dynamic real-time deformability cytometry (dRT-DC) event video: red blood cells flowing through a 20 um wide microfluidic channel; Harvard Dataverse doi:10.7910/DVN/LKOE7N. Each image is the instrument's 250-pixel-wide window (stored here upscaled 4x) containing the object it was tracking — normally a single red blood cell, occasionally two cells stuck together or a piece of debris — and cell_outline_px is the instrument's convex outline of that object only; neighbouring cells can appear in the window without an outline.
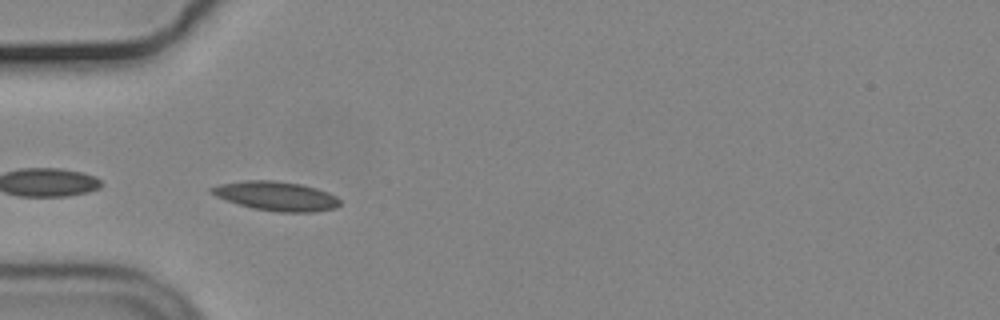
{"species": "common noctule bat (a hibernating species)", "species_latin": "Nyctalus noctula", "temperature_condition": "cold", "stored_images_in_passage": 27, "camera_frame_rate_fps": 3000, "um_per_image_px": 0.085, "animal": {"sex": "male", "body_mass_g": 19.2, "forearm_length_mm": 51.8}, "frame": {"image": 1, "passage_image": 18, "time_ms": 5.667, "image_size_px": [1000, 320], "cell_outline_px": [[340, 204], [336, 208], [312, 212], [280, 212], [252, 208], [216, 196], [208, 192], [208, 188], [220, 184], [244, 180], [272, 180], [300, 184], [316, 188], [328, 192], [336, 196], [340, 200]], "centroid_in_image_um": [23.48, 16.66], "position_along_channel_um": 61.5, "area_um2": 21.79}}
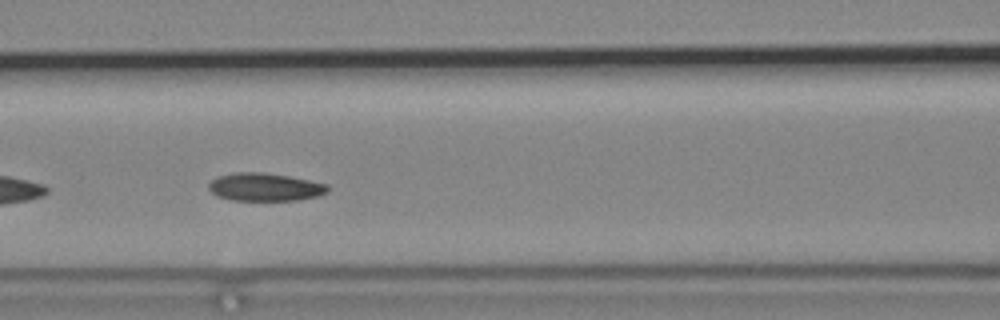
{"frame": {"image": 2, "passage_image": 25, "time_ms": 8.0, "image_size_px": [1000, 320], "cell_outline_px": [[328, 192], [320, 196], [296, 200], [232, 200], [216, 196], [208, 188], [208, 184], [216, 176], [232, 172], [264, 172], [288, 176], [328, 184]], "centroid_in_image_um": [22.5, 15.89], "position_along_channel_um": 144.1, "area_um2": 19.54}}